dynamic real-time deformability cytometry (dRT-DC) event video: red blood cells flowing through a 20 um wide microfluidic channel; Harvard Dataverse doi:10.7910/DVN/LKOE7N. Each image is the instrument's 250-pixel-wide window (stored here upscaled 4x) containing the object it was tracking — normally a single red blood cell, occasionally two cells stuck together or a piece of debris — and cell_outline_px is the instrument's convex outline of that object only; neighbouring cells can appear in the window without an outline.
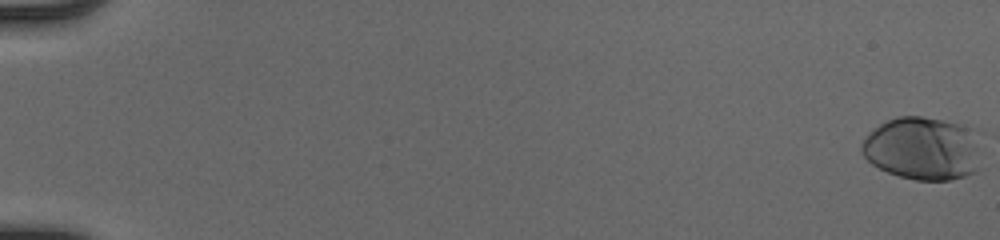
{"species": "human", "species_latin": "Homo sapiens", "temperature_condition": "cold", "stored_images_in_passage": 53, "camera_frame_rate_fps": 3000, "um_per_image_px": 0.085, "donor": {"sex": "male"}, "frame": {"image": 1, "passage_image": 1, "time_ms": 0.0, "image_size_px": [1000, 240], "cell_outline_px": [[984, 168], [976, 172], [952, 180], [916, 180], [900, 176], [888, 172], [872, 164], [860, 152], [860, 144], [880, 124], [888, 120], [900, 116], [920, 116], [940, 120], [956, 124], [964, 128]], "centroid_in_image_um": [78.34, 12.68], "position_along_channel_um": 6.7, "area_um2": 42.71}}
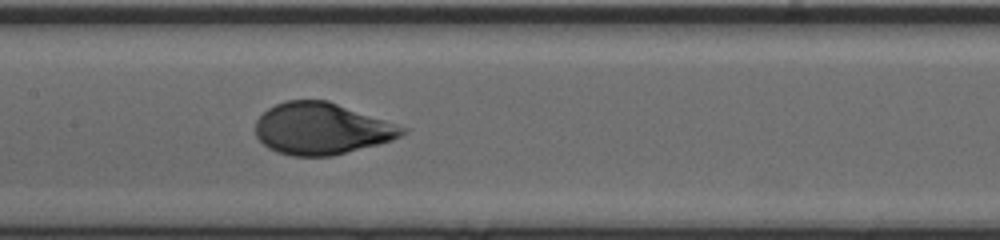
{"frame": {"image": 2, "passage_image": 29, "time_ms": 9.333, "image_size_px": [1000, 240], "cell_outline_px": [[408, 132], [392, 140], [332, 156], [292, 156], [276, 152], [268, 148], [256, 136], [256, 120], [268, 108], [284, 100], [328, 100], [408, 128]], "centroid_in_image_um": [27.33, 10.93], "position_along_channel_um": 180.1, "area_um2": 44.16}}
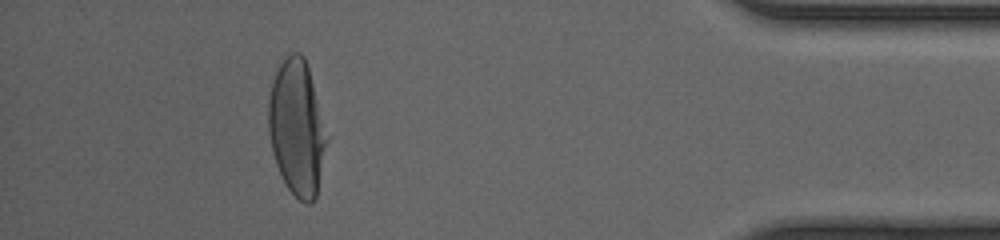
{"frame": {"image": 3, "passage_image": 49, "time_ms": 16.0, "image_size_px": [1000, 240], "cell_outline_px": [[328, 140], [316, 196], [312, 204], [304, 204], [288, 188], [276, 164], [272, 152], [268, 132], [268, 100], [272, 80], [280, 64], [292, 52], [300, 52], [304, 56], [308, 68], [328, 136]], "centroid_in_image_um": [25.23, 10.88], "position_along_channel_um": 410.0, "area_um2": 45.84}, "authors_computed_cell_mechanics": {"area_um2": 44.2748, "velocity_mm_per_s": 4.1057, "shape_relaxation_time_tau1_ms": 3.1691, "shape_relaxation_time_tau2_ms": null, "deformation_change_tau1": 0.1773, "deformation_change_tau2": null}}